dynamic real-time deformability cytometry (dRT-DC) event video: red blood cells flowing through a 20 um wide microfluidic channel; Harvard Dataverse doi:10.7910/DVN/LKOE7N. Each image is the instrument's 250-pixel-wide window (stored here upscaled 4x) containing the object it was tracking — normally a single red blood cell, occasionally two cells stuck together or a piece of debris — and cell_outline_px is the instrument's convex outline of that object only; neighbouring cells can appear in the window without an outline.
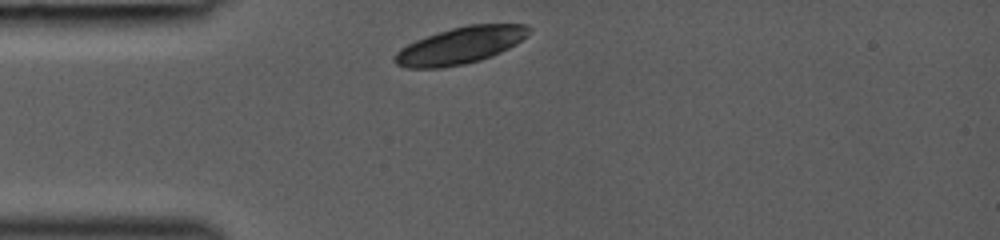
{"species": "common noctule bat (a hibernating species)", "species_latin": "Nyctalus noctula", "temperature_condition": "room temperature", "stored_images_in_passage": 28, "camera_frame_rate_fps": 3000, "um_per_image_px": 0.085, "animal": {"sex": "female", "body_mass_g": 19.0, "forearm_length_mm": 53.3}, "frame": {"image": 1, "passage_image": 1, "time_ms": 0.0, "image_size_px": [1000, 240], "cell_outline_px": [[532, 32], [516, 44], [492, 56], [480, 60], [464, 64], [440, 68], [408, 68], [396, 64], [392, 60], [392, 56], [400, 48], [416, 40], [452, 28], [468, 24], [528, 24], [532, 28]], "centroid_in_image_um": [39.14, 3.86], "position_along_channel_um": 45.9, "area_um2": 28.84}}
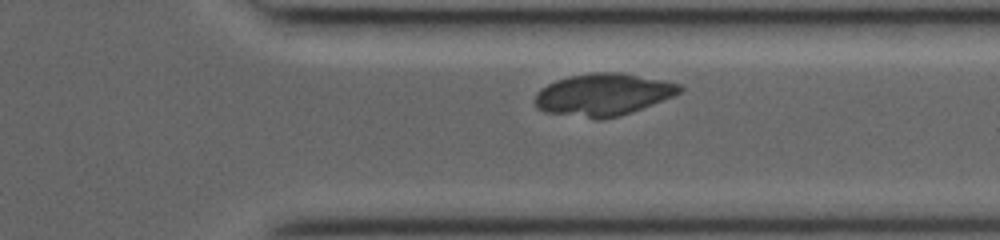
{"frame": {"image": 2, "passage_image": 24, "time_ms": 7.667, "image_size_px": [1000, 240], "cell_outline_px": [[684, 88], [680, 92], [672, 96], [632, 112], [620, 116], [600, 120], [596, 120], [544, 112], [536, 108], [536, 92], [540, 88], [556, 80], [568, 76], [596, 72], [620, 72], [664, 80], [680, 84]], "centroid_in_image_um": [51.24, 8.05], "position_along_channel_um": 360.2, "area_um2": 35.78}}
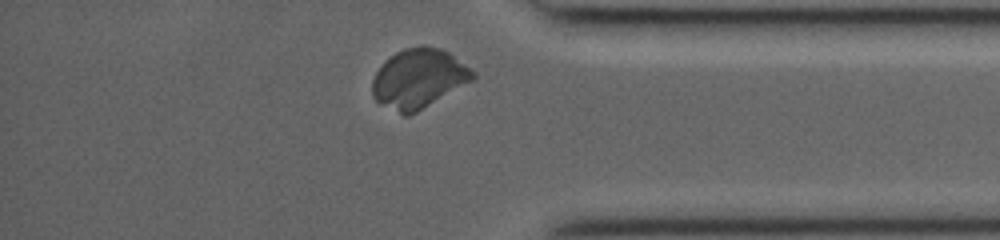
{"frame": {"image": 3, "passage_image": 27, "time_ms": 8.667, "image_size_px": [1000, 240], "cell_outline_px": [[476, 76], [472, 80], [416, 112], [408, 116], [404, 116], [380, 104], [372, 96], [372, 80], [376, 72], [384, 60], [396, 52], [404, 48], [424, 44], [440, 48], [448, 52], [476, 72]], "centroid_in_image_um": [35.55, 6.66], "position_along_channel_um": 399.6, "area_um2": 34.74}}